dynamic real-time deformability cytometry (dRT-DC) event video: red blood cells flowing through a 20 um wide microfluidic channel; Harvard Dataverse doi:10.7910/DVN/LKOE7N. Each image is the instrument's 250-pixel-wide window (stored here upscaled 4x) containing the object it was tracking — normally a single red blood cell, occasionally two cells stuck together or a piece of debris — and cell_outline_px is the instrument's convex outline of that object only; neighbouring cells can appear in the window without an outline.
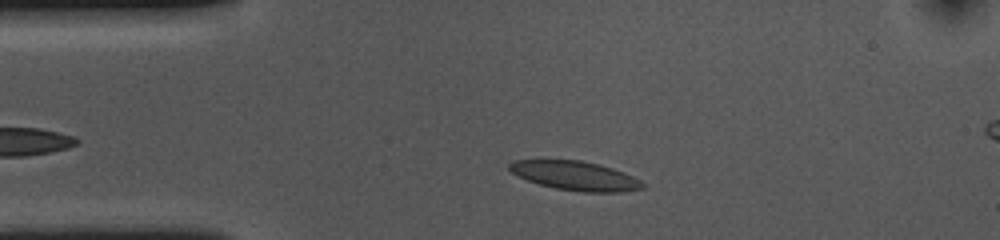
{"species": "common noctule bat (a hibernating species)", "species_latin": "Nyctalus noctula", "temperature_condition": "cold", "stored_images_in_passage": 38, "camera_frame_rate_fps": 3000, "um_per_image_px": 0.085, "animal": {"sex": "female", "body_mass_g": 10.0, "forearm_length_mm": 53.1}, "frame": {"image": 1, "passage_image": 5, "time_ms": 1.333, "image_size_px": [1000, 240], "cell_outline_px": [[644, 188], [620, 192], [584, 192], [556, 188], [540, 184], [528, 180], [512, 172], [508, 168], [508, 164], [512, 160], [580, 160], [612, 168], [632, 176], [640, 180], [644, 184]], "centroid_in_image_um": [48.89, 14.93], "position_along_channel_um": 36.1, "area_um2": 22.25}}
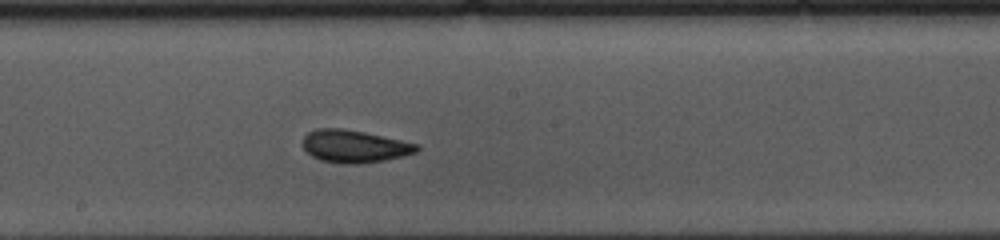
{"frame": {"image": 2, "passage_image": 22, "time_ms": 7.0, "image_size_px": [1000, 240], "cell_outline_px": [[420, 148], [416, 152], [384, 160], [356, 164], [344, 164], [320, 160], [312, 156], [300, 144], [304, 136], [308, 132], [316, 128], [340, 128], [364, 132], [420, 144]], "centroid_in_image_um": [30.09, 12.43], "position_along_channel_um": 218.1, "area_um2": 21.62}}
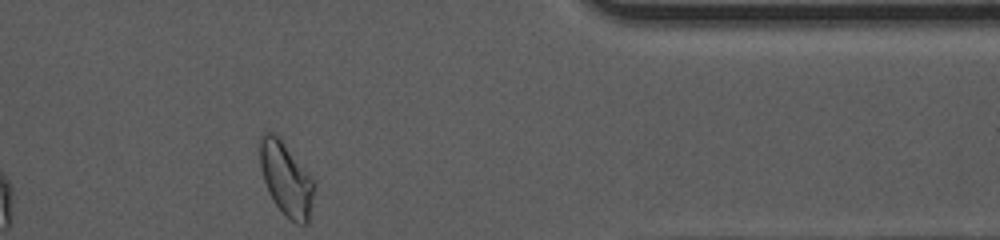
{"frame": {"image": 3, "passage_image": 38, "time_ms": 12.333, "image_size_px": [1000, 240], "cell_outline_px": [[316, 184], [308, 224], [296, 224], [284, 216], [268, 192], [264, 180], [260, 164], [260, 132], [272, 132], [280, 136]], "centroid_in_image_um": [24.32, 15.21], "position_along_channel_um": 387.1, "area_um2": 23.41}, "authors_computed_cell_mechanics": {"area_um2": 21.5883, "velocity_mm_per_s": 3.6313, "shape_relaxation_time_tau1_ms": 3.4249, "shape_relaxation_time_tau2_ms": 1.4431, "deformation_change_tau1": 0.0985, "deformation_change_tau2": 0.0685}}